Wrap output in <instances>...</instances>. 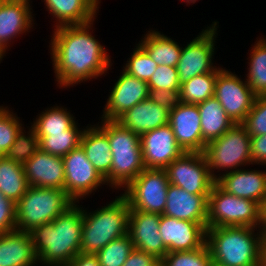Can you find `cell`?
I'll list each match as a JSON object with an SVG mask.
<instances>
[{
    "label": "cell",
    "mask_w": 266,
    "mask_h": 266,
    "mask_svg": "<svg viewBox=\"0 0 266 266\" xmlns=\"http://www.w3.org/2000/svg\"><path fill=\"white\" fill-rule=\"evenodd\" d=\"M94 22L52 30L48 50L58 88L67 89L93 81L112 70L111 56L93 32Z\"/></svg>",
    "instance_id": "obj_1"
},
{
    "label": "cell",
    "mask_w": 266,
    "mask_h": 266,
    "mask_svg": "<svg viewBox=\"0 0 266 266\" xmlns=\"http://www.w3.org/2000/svg\"><path fill=\"white\" fill-rule=\"evenodd\" d=\"M83 205L74 202L51 223L29 233L39 266H64L81 252Z\"/></svg>",
    "instance_id": "obj_2"
},
{
    "label": "cell",
    "mask_w": 266,
    "mask_h": 266,
    "mask_svg": "<svg viewBox=\"0 0 266 266\" xmlns=\"http://www.w3.org/2000/svg\"><path fill=\"white\" fill-rule=\"evenodd\" d=\"M96 210L83 207L81 253L96 254L109 242L128 234L129 203L122 194Z\"/></svg>",
    "instance_id": "obj_3"
},
{
    "label": "cell",
    "mask_w": 266,
    "mask_h": 266,
    "mask_svg": "<svg viewBox=\"0 0 266 266\" xmlns=\"http://www.w3.org/2000/svg\"><path fill=\"white\" fill-rule=\"evenodd\" d=\"M259 228L248 226L207 228L206 243L212 261L226 266H260Z\"/></svg>",
    "instance_id": "obj_4"
},
{
    "label": "cell",
    "mask_w": 266,
    "mask_h": 266,
    "mask_svg": "<svg viewBox=\"0 0 266 266\" xmlns=\"http://www.w3.org/2000/svg\"><path fill=\"white\" fill-rule=\"evenodd\" d=\"M96 124L108 135L111 148L113 159L110 188L117 193L119 190L121 192L145 169L140 136L123 127L116 120H101Z\"/></svg>",
    "instance_id": "obj_5"
},
{
    "label": "cell",
    "mask_w": 266,
    "mask_h": 266,
    "mask_svg": "<svg viewBox=\"0 0 266 266\" xmlns=\"http://www.w3.org/2000/svg\"><path fill=\"white\" fill-rule=\"evenodd\" d=\"M73 203L64 190L29 186L16 203V230L30 232L51 223Z\"/></svg>",
    "instance_id": "obj_6"
},
{
    "label": "cell",
    "mask_w": 266,
    "mask_h": 266,
    "mask_svg": "<svg viewBox=\"0 0 266 266\" xmlns=\"http://www.w3.org/2000/svg\"><path fill=\"white\" fill-rule=\"evenodd\" d=\"M250 142L251 136L242 124H234L221 137L208 142L203 153L212 177L217 180L252 165Z\"/></svg>",
    "instance_id": "obj_7"
},
{
    "label": "cell",
    "mask_w": 266,
    "mask_h": 266,
    "mask_svg": "<svg viewBox=\"0 0 266 266\" xmlns=\"http://www.w3.org/2000/svg\"><path fill=\"white\" fill-rule=\"evenodd\" d=\"M261 205L227 193L217 183L208 196L207 228L248 226L259 228Z\"/></svg>",
    "instance_id": "obj_8"
},
{
    "label": "cell",
    "mask_w": 266,
    "mask_h": 266,
    "mask_svg": "<svg viewBox=\"0 0 266 266\" xmlns=\"http://www.w3.org/2000/svg\"><path fill=\"white\" fill-rule=\"evenodd\" d=\"M219 21L215 20L206 25L196 37L182 46L181 55L177 64L180 85L190 78L210 72H220L223 68L214 65L218 38Z\"/></svg>",
    "instance_id": "obj_9"
},
{
    "label": "cell",
    "mask_w": 266,
    "mask_h": 266,
    "mask_svg": "<svg viewBox=\"0 0 266 266\" xmlns=\"http://www.w3.org/2000/svg\"><path fill=\"white\" fill-rule=\"evenodd\" d=\"M165 169H144L121 192L130 210L162 215L167 202L169 186Z\"/></svg>",
    "instance_id": "obj_10"
},
{
    "label": "cell",
    "mask_w": 266,
    "mask_h": 266,
    "mask_svg": "<svg viewBox=\"0 0 266 266\" xmlns=\"http://www.w3.org/2000/svg\"><path fill=\"white\" fill-rule=\"evenodd\" d=\"M165 171L170 184L196 195H209L216 183L203 152H184Z\"/></svg>",
    "instance_id": "obj_11"
},
{
    "label": "cell",
    "mask_w": 266,
    "mask_h": 266,
    "mask_svg": "<svg viewBox=\"0 0 266 266\" xmlns=\"http://www.w3.org/2000/svg\"><path fill=\"white\" fill-rule=\"evenodd\" d=\"M63 165L65 171L64 191L74 202L90 198V195H94L104 185L109 187L106 180L87 159L81 146L71 150L63 157Z\"/></svg>",
    "instance_id": "obj_12"
},
{
    "label": "cell",
    "mask_w": 266,
    "mask_h": 266,
    "mask_svg": "<svg viewBox=\"0 0 266 266\" xmlns=\"http://www.w3.org/2000/svg\"><path fill=\"white\" fill-rule=\"evenodd\" d=\"M241 77L224 67L217 74L214 90V97L235 124L244 122L256 98L246 80Z\"/></svg>",
    "instance_id": "obj_13"
},
{
    "label": "cell",
    "mask_w": 266,
    "mask_h": 266,
    "mask_svg": "<svg viewBox=\"0 0 266 266\" xmlns=\"http://www.w3.org/2000/svg\"><path fill=\"white\" fill-rule=\"evenodd\" d=\"M32 3L24 0H0V61L15 39L27 35L35 27ZM25 33V34H24Z\"/></svg>",
    "instance_id": "obj_14"
},
{
    "label": "cell",
    "mask_w": 266,
    "mask_h": 266,
    "mask_svg": "<svg viewBox=\"0 0 266 266\" xmlns=\"http://www.w3.org/2000/svg\"><path fill=\"white\" fill-rule=\"evenodd\" d=\"M109 89L107 101L101 113V120H117L139 102L148 99L149 88L144 80H140L123 69Z\"/></svg>",
    "instance_id": "obj_15"
},
{
    "label": "cell",
    "mask_w": 266,
    "mask_h": 266,
    "mask_svg": "<svg viewBox=\"0 0 266 266\" xmlns=\"http://www.w3.org/2000/svg\"><path fill=\"white\" fill-rule=\"evenodd\" d=\"M140 141L146 169H165L184 153L169 124L143 133Z\"/></svg>",
    "instance_id": "obj_16"
},
{
    "label": "cell",
    "mask_w": 266,
    "mask_h": 266,
    "mask_svg": "<svg viewBox=\"0 0 266 266\" xmlns=\"http://www.w3.org/2000/svg\"><path fill=\"white\" fill-rule=\"evenodd\" d=\"M160 235L169 252L191 251L206 244L207 225L160 216Z\"/></svg>",
    "instance_id": "obj_17"
},
{
    "label": "cell",
    "mask_w": 266,
    "mask_h": 266,
    "mask_svg": "<svg viewBox=\"0 0 266 266\" xmlns=\"http://www.w3.org/2000/svg\"><path fill=\"white\" fill-rule=\"evenodd\" d=\"M177 144L184 152H204L198 106L180 102L169 112V123Z\"/></svg>",
    "instance_id": "obj_18"
},
{
    "label": "cell",
    "mask_w": 266,
    "mask_h": 266,
    "mask_svg": "<svg viewBox=\"0 0 266 266\" xmlns=\"http://www.w3.org/2000/svg\"><path fill=\"white\" fill-rule=\"evenodd\" d=\"M160 216L156 213L130 210L128 226L134 248L154 255L159 260L168 253L159 231Z\"/></svg>",
    "instance_id": "obj_19"
},
{
    "label": "cell",
    "mask_w": 266,
    "mask_h": 266,
    "mask_svg": "<svg viewBox=\"0 0 266 266\" xmlns=\"http://www.w3.org/2000/svg\"><path fill=\"white\" fill-rule=\"evenodd\" d=\"M23 167L29 186L64 190L65 171L62 157L39 148Z\"/></svg>",
    "instance_id": "obj_20"
},
{
    "label": "cell",
    "mask_w": 266,
    "mask_h": 266,
    "mask_svg": "<svg viewBox=\"0 0 266 266\" xmlns=\"http://www.w3.org/2000/svg\"><path fill=\"white\" fill-rule=\"evenodd\" d=\"M216 183L234 196L255 201L260 205L266 201V170L238 169L223 174Z\"/></svg>",
    "instance_id": "obj_21"
},
{
    "label": "cell",
    "mask_w": 266,
    "mask_h": 266,
    "mask_svg": "<svg viewBox=\"0 0 266 266\" xmlns=\"http://www.w3.org/2000/svg\"><path fill=\"white\" fill-rule=\"evenodd\" d=\"M208 196L188 193L178 186L169 184L163 215L207 225Z\"/></svg>",
    "instance_id": "obj_22"
},
{
    "label": "cell",
    "mask_w": 266,
    "mask_h": 266,
    "mask_svg": "<svg viewBox=\"0 0 266 266\" xmlns=\"http://www.w3.org/2000/svg\"><path fill=\"white\" fill-rule=\"evenodd\" d=\"M50 14L53 29L68 25H82L96 20L100 3L97 0H42ZM96 17V18H95Z\"/></svg>",
    "instance_id": "obj_23"
},
{
    "label": "cell",
    "mask_w": 266,
    "mask_h": 266,
    "mask_svg": "<svg viewBox=\"0 0 266 266\" xmlns=\"http://www.w3.org/2000/svg\"><path fill=\"white\" fill-rule=\"evenodd\" d=\"M80 146L85 151L87 159L106 180L110 190V170L113 158L108 135L96 123L87 124L81 136Z\"/></svg>",
    "instance_id": "obj_24"
},
{
    "label": "cell",
    "mask_w": 266,
    "mask_h": 266,
    "mask_svg": "<svg viewBox=\"0 0 266 266\" xmlns=\"http://www.w3.org/2000/svg\"><path fill=\"white\" fill-rule=\"evenodd\" d=\"M123 127L141 136L169 123V111L149 98L122 114L117 120Z\"/></svg>",
    "instance_id": "obj_25"
},
{
    "label": "cell",
    "mask_w": 266,
    "mask_h": 266,
    "mask_svg": "<svg viewBox=\"0 0 266 266\" xmlns=\"http://www.w3.org/2000/svg\"><path fill=\"white\" fill-rule=\"evenodd\" d=\"M29 232L14 230L0 234V266H38Z\"/></svg>",
    "instance_id": "obj_26"
},
{
    "label": "cell",
    "mask_w": 266,
    "mask_h": 266,
    "mask_svg": "<svg viewBox=\"0 0 266 266\" xmlns=\"http://www.w3.org/2000/svg\"><path fill=\"white\" fill-rule=\"evenodd\" d=\"M138 44L149 54L157 65L177 67L182 44L176 42V39L163 34L157 29H150L142 34Z\"/></svg>",
    "instance_id": "obj_27"
},
{
    "label": "cell",
    "mask_w": 266,
    "mask_h": 266,
    "mask_svg": "<svg viewBox=\"0 0 266 266\" xmlns=\"http://www.w3.org/2000/svg\"><path fill=\"white\" fill-rule=\"evenodd\" d=\"M197 106L201 119L202 139L206 144L221 137L235 124L215 97H211Z\"/></svg>",
    "instance_id": "obj_28"
},
{
    "label": "cell",
    "mask_w": 266,
    "mask_h": 266,
    "mask_svg": "<svg viewBox=\"0 0 266 266\" xmlns=\"http://www.w3.org/2000/svg\"><path fill=\"white\" fill-rule=\"evenodd\" d=\"M28 187L23 165L5 156L0 158V192L16 204Z\"/></svg>",
    "instance_id": "obj_29"
},
{
    "label": "cell",
    "mask_w": 266,
    "mask_h": 266,
    "mask_svg": "<svg viewBox=\"0 0 266 266\" xmlns=\"http://www.w3.org/2000/svg\"><path fill=\"white\" fill-rule=\"evenodd\" d=\"M85 127H80L77 120L63 132L37 135L39 148L44 152L63 158L71 150L80 146L81 136Z\"/></svg>",
    "instance_id": "obj_30"
},
{
    "label": "cell",
    "mask_w": 266,
    "mask_h": 266,
    "mask_svg": "<svg viewBox=\"0 0 266 266\" xmlns=\"http://www.w3.org/2000/svg\"><path fill=\"white\" fill-rule=\"evenodd\" d=\"M67 110L68 108L61 104L47 107L40 111L36 118H33V123L30 122L29 125L34 128L36 135L63 132L76 121L71 110Z\"/></svg>",
    "instance_id": "obj_31"
},
{
    "label": "cell",
    "mask_w": 266,
    "mask_h": 266,
    "mask_svg": "<svg viewBox=\"0 0 266 266\" xmlns=\"http://www.w3.org/2000/svg\"><path fill=\"white\" fill-rule=\"evenodd\" d=\"M251 45L245 77L256 96L266 95V43L259 37Z\"/></svg>",
    "instance_id": "obj_32"
},
{
    "label": "cell",
    "mask_w": 266,
    "mask_h": 266,
    "mask_svg": "<svg viewBox=\"0 0 266 266\" xmlns=\"http://www.w3.org/2000/svg\"><path fill=\"white\" fill-rule=\"evenodd\" d=\"M219 72H210L190 78L180 85V101L197 105L214 97L215 83Z\"/></svg>",
    "instance_id": "obj_33"
},
{
    "label": "cell",
    "mask_w": 266,
    "mask_h": 266,
    "mask_svg": "<svg viewBox=\"0 0 266 266\" xmlns=\"http://www.w3.org/2000/svg\"><path fill=\"white\" fill-rule=\"evenodd\" d=\"M16 136L12 146L5 153L7 159L24 165L39 149V139L32 126L25 125ZM30 127V128H29Z\"/></svg>",
    "instance_id": "obj_34"
},
{
    "label": "cell",
    "mask_w": 266,
    "mask_h": 266,
    "mask_svg": "<svg viewBox=\"0 0 266 266\" xmlns=\"http://www.w3.org/2000/svg\"><path fill=\"white\" fill-rule=\"evenodd\" d=\"M134 249L131 237L126 234L104 246L95 255L100 266H123L130 252Z\"/></svg>",
    "instance_id": "obj_35"
},
{
    "label": "cell",
    "mask_w": 266,
    "mask_h": 266,
    "mask_svg": "<svg viewBox=\"0 0 266 266\" xmlns=\"http://www.w3.org/2000/svg\"><path fill=\"white\" fill-rule=\"evenodd\" d=\"M212 258L207 243L199 249L167 253L160 266H211Z\"/></svg>",
    "instance_id": "obj_36"
},
{
    "label": "cell",
    "mask_w": 266,
    "mask_h": 266,
    "mask_svg": "<svg viewBox=\"0 0 266 266\" xmlns=\"http://www.w3.org/2000/svg\"><path fill=\"white\" fill-rule=\"evenodd\" d=\"M131 55L124 61L123 70L140 80L148 82L157 68V64L147 52L137 43L132 48Z\"/></svg>",
    "instance_id": "obj_37"
},
{
    "label": "cell",
    "mask_w": 266,
    "mask_h": 266,
    "mask_svg": "<svg viewBox=\"0 0 266 266\" xmlns=\"http://www.w3.org/2000/svg\"><path fill=\"white\" fill-rule=\"evenodd\" d=\"M2 105V106H1ZM0 105V150L5 154L12 146L24 123L9 106ZM23 123V124H22Z\"/></svg>",
    "instance_id": "obj_38"
},
{
    "label": "cell",
    "mask_w": 266,
    "mask_h": 266,
    "mask_svg": "<svg viewBox=\"0 0 266 266\" xmlns=\"http://www.w3.org/2000/svg\"><path fill=\"white\" fill-rule=\"evenodd\" d=\"M242 125L250 136L266 134V95L256 96Z\"/></svg>",
    "instance_id": "obj_39"
},
{
    "label": "cell",
    "mask_w": 266,
    "mask_h": 266,
    "mask_svg": "<svg viewBox=\"0 0 266 266\" xmlns=\"http://www.w3.org/2000/svg\"><path fill=\"white\" fill-rule=\"evenodd\" d=\"M147 84L149 89L180 90L177 67L158 65Z\"/></svg>",
    "instance_id": "obj_40"
},
{
    "label": "cell",
    "mask_w": 266,
    "mask_h": 266,
    "mask_svg": "<svg viewBox=\"0 0 266 266\" xmlns=\"http://www.w3.org/2000/svg\"><path fill=\"white\" fill-rule=\"evenodd\" d=\"M16 230V204L0 192V234Z\"/></svg>",
    "instance_id": "obj_41"
},
{
    "label": "cell",
    "mask_w": 266,
    "mask_h": 266,
    "mask_svg": "<svg viewBox=\"0 0 266 266\" xmlns=\"http://www.w3.org/2000/svg\"><path fill=\"white\" fill-rule=\"evenodd\" d=\"M148 98L169 112L181 102L179 90L149 89Z\"/></svg>",
    "instance_id": "obj_42"
},
{
    "label": "cell",
    "mask_w": 266,
    "mask_h": 266,
    "mask_svg": "<svg viewBox=\"0 0 266 266\" xmlns=\"http://www.w3.org/2000/svg\"><path fill=\"white\" fill-rule=\"evenodd\" d=\"M250 149L252 165L266 167V134L251 136Z\"/></svg>",
    "instance_id": "obj_43"
},
{
    "label": "cell",
    "mask_w": 266,
    "mask_h": 266,
    "mask_svg": "<svg viewBox=\"0 0 266 266\" xmlns=\"http://www.w3.org/2000/svg\"><path fill=\"white\" fill-rule=\"evenodd\" d=\"M123 266H160V260L154 255L134 248Z\"/></svg>",
    "instance_id": "obj_44"
},
{
    "label": "cell",
    "mask_w": 266,
    "mask_h": 266,
    "mask_svg": "<svg viewBox=\"0 0 266 266\" xmlns=\"http://www.w3.org/2000/svg\"><path fill=\"white\" fill-rule=\"evenodd\" d=\"M64 266H100L95 254H77L68 264Z\"/></svg>",
    "instance_id": "obj_45"
},
{
    "label": "cell",
    "mask_w": 266,
    "mask_h": 266,
    "mask_svg": "<svg viewBox=\"0 0 266 266\" xmlns=\"http://www.w3.org/2000/svg\"><path fill=\"white\" fill-rule=\"evenodd\" d=\"M259 229L266 235V201L261 205V222Z\"/></svg>",
    "instance_id": "obj_46"
},
{
    "label": "cell",
    "mask_w": 266,
    "mask_h": 266,
    "mask_svg": "<svg viewBox=\"0 0 266 266\" xmlns=\"http://www.w3.org/2000/svg\"><path fill=\"white\" fill-rule=\"evenodd\" d=\"M260 266H266V235L262 236Z\"/></svg>",
    "instance_id": "obj_47"
},
{
    "label": "cell",
    "mask_w": 266,
    "mask_h": 266,
    "mask_svg": "<svg viewBox=\"0 0 266 266\" xmlns=\"http://www.w3.org/2000/svg\"><path fill=\"white\" fill-rule=\"evenodd\" d=\"M179 1L184 2L186 4V6H188V5L192 6V4H195L196 1L198 2L199 0H179Z\"/></svg>",
    "instance_id": "obj_48"
},
{
    "label": "cell",
    "mask_w": 266,
    "mask_h": 266,
    "mask_svg": "<svg viewBox=\"0 0 266 266\" xmlns=\"http://www.w3.org/2000/svg\"><path fill=\"white\" fill-rule=\"evenodd\" d=\"M211 266H226V265H222V264H220V263H217V262H215V261H212Z\"/></svg>",
    "instance_id": "obj_49"
},
{
    "label": "cell",
    "mask_w": 266,
    "mask_h": 266,
    "mask_svg": "<svg viewBox=\"0 0 266 266\" xmlns=\"http://www.w3.org/2000/svg\"><path fill=\"white\" fill-rule=\"evenodd\" d=\"M4 155H5V154L0 150V158H3Z\"/></svg>",
    "instance_id": "obj_50"
},
{
    "label": "cell",
    "mask_w": 266,
    "mask_h": 266,
    "mask_svg": "<svg viewBox=\"0 0 266 266\" xmlns=\"http://www.w3.org/2000/svg\"><path fill=\"white\" fill-rule=\"evenodd\" d=\"M263 35L261 34V38L265 41V43H266V37H265V35L262 37Z\"/></svg>",
    "instance_id": "obj_51"
}]
</instances>
